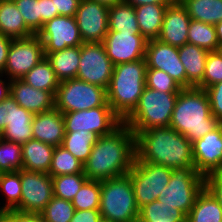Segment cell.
Wrapping results in <instances>:
<instances>
[{"mask_svg": "<svg viewBox=\"0 0 222 222\" xmlns=\"http://www.w3.org/2000/svg\"><path fill=\"white\" fill-rule=\"evenodd\" d=\"M6 222H45L41 214L8 210L1 213Z\"/></svg>", "mask_w": 222, "mask_h": 222, "instance_id": "f6af8a7d", "label": "cell"}, {"mask_svg": "<svg viewBox=\"0 0 222 222\" xmlns=\"http://www.w3.org/2000/svg\"><path fill=\"white\" fill-rule=\"evenodd\" d=\"M108 28L109 31L122 33H141L137 23L135 8L125 1L110 6Z\"/></svg>", "mask_w": 222, "mask_h": 222, "instance_id": "f1b7e54d", "label": "cell"}, {"mask_svg": "<svg viewBox=\"0 0 222 222\" xmlns=\"http://www.w3.org/2000/svg\"><path fill=\"white\" fill-rule=\"evenodd\" d=\"M145 58L114 66L107 101L113 112L124 121L138 105L146 84Z\"/></svg>", "mask_w": 222, "mask_h": 222, "instance_id": "277c9868", "label": "cell"}, {"mask_svg": "<svg viewBox=\"0 0 222 222\" xmlns=\"http://www.w3.org/2000/svg\"><path fill=\"white\" fill-rule=\"evenodd\" d=\"M100 215L112 222H137V206L130 176L101 181Z\"/></svg>", "mask_w": 222, "mask_h": 222, "instance_id": "8992f818", "label": "cell"}, {"mask_svg": "<svg viewBox=\"0 0 222 222\" xmlns=\"http://www.w3.org/2000/svg\"><path fill=\"white\" fill-rule=\"evenodd\" d=\"M21 79L36 89L50 91L54 96L60 84V81L57 79L56 74L46 57Z\"/></svg>", "mask_w": 222, "mask_h": 222, "instance_id": "1f68e13d", "label": "cell"}, {"mask_svg": "<svg viewBox=\"0 0 222 222\" xmlns=\"http://www.w3.org/2000/svg\"><path fill=\"white\" fill-rule=\"evenodd\" d=\"M89 1L97 2V3H100V4L110 7V6H114L115 4L122 2L124 0H89Z\"/></svg>", "mask_w": 222, "mask_h": 222, "instance_id": "11a10c76", "label": "cell"}, {"mask_svg": "<svg viewBox=\"0 0 222 222\" xmlns=\"http://www.w3.org/2000/svg\"><path fill=\"white\" fill-rule=\"evenodd\" d=\"M87 180L88 178L84 173L52 177L53 195L67 201H72Z\"/></svg>", "mask_w": 222, "mask_h": 222, "instance_id": "8d00e7d4", "label": "cell"}, {"mask_svg": "<svg viewBox=\"0 0 222 222\" xmlns=\"http://www.w3.org/2000/svg\"><path fill=\"white\" fill-rule=\"evenodd\" d=\"M0 33L12 39L27 38L35 34L26 25L13 0H0Z\"/></svg>", "mask_w": 222, "mask_h": 222, "instance_id": "cb8c5ba5", "label": "cell"}, {"mask_svg": "<svg viewBox=\"0 0 222 222\" xmlns=\"http://www.w3.org/2000/svg\"><path fill=\"white\" fill-rule=\"evenodd\" d=\"M65 132L88 131L99 137L111 134L123 121L111 106H99L88 110L62 113Z\"/></svg>", "mask_w": 222, "mask_h": 222, "instance_id": "8fae6325", "label": "cell"}, {"mask_svg": "<svg viewBox=\"0 0 222 222\" xmlns=\"http://www.w3.org/2000/svg\"><path fill=\"white\" fill-rule=\"evenodd\" d=\"M34 114L20 107L13 98V116L0 137L11 142L23 144L33 139L32 119Z\"/></svg>", "mask_w": 222, "mask_h": 222, "instance_id": "d4e9b609", "label": "cell"}, {"mask_svg": "<svg viewBox=\"0 0 222 222\" xmlns=\"http://www.w3.org/2000/svg\"><path fill=\"white\" fill-rule=\"evenodd\" d=\"M12 38L0 33V74L3 73L7 62L8 51L11 45Z\"/></svg>", "mask_w": 222, "mask_h": 222, "instance_id": "816d5d0a", "label": "cell"}, {"mask_svg": "<svg viewBox=\"0 0 222 222\" xmlns=\"http://www.w3.org/2000/svg\"><path fill=\"white\" fill-rule=\"evenodd\" d=\"M0 222H6L2 217L0 218Z\"/></svg>", "mask_w": 222, "mask_h": 222, "instance_id": "91938a15", "label": "cell"}, {"mask_svg": "<svg viewBox=\"0 0 222 222\" xmlns=\"http://www.w3.org/2000/svg\"><path fill=\"white\" fill-rule=\"evenodd\" d=\"M108 14V6L80 0L75 19L83 43L103 42L109 31Z\"/></svg>", "mask_w": 222, "mask_h": 222, "instance_id": "9a60e30c", "label": "cell"}, {"mask_svg": "<svg viewBox=\"0 0 222 222\" xmlns=\"http://www.w3.org/2000/svg\"><path fill=\"white\" fill-rule=\"evenodd\" d=\"M136 158V136L122 123L111 134L98 137L83 173L88 180H107L127 175Z\"/></svg>", "mask_w": 222, "mask_h": 222, "instance_id": "6da1fadb", "label": "cell"}, {"mask_svg": "<svg viewBox=\"0 0 222 222\" xmlns=\"http://www.w3.org/2000/svg\"><path fill=\"white\" fill-rule=\"evenodd\" d=\"M13 116V97L9 95L0 102V134L4 131L6 125Z\"/></svg>", "mask_w": 222, "mask_h": 222, "instance_id": "c3c4849f", "label": "cell"}, {"mask_svg": "<svg viewBox=\"0 0 222 222\" xmlns=\"http://www.w3.org/2000/svg\"><path fill=\"white\" fill-rule=\"evenodd\" d=\"M220 122L211 114L205 89L182 88L178 93L169 126L184 135L190 142L214 130Z\"/></svg>", "mask_w": 222, "mask_h": 222, "instance_id": "3957f363", "label": "cell"}, {"mask_svg": "<svg viewBox=\"0 0 222 222\" xmlns=\"http://www.w3.org/2000/svg\"><path fill=\"white\" fill-rule=\"evenodd\" d=\"M168 5L170 4H147L134 7L141 35L147 41L158 38Z\"/></svg>", "mask_w": 222, "mask_h": 222, "instance_id": "484cf974", "label": "cell"}, {"mask_svg": "<svg viewBox=\"0 0 222 222\" xmlns=\"http://www.w3.org/2000/svg\"><path fill=\"white\" fill-rule=\"evenodd\" d=\"M44 54L60 82L76 78L80 61V46Z\"/></svg>", "mask_w": 222, "mask_h": 222, "instance_id": "4316f807", "label": "cell"}, {"mask_svg": "<svg viewBox=\"0 0 222 222\" xmlns=\"http://www.w3.org/2000/svg\"><path fill=\"white\" fill-rule=\"evenodd\" d=\"M54 146L31 139L22 144V169L48 173L54 153Z\"/></svg>", "mask_w": 222, "mask_h": 222, "instance_id": "603a6c76", "label": "cell"}, {"mask_svg": "<svg viewBox=\"0 0 222 222\" xmlns=\"http://www.w3.org/2000/svg\"><path fill=\"white\" fill-rule=\"evenodd\" d=\"M147 42L141 33L108 31L102 43L115 66L143 59Z\"/></svg>", "mask_w": 222, "mask_h": 222, "instance_id": "2e32d148", "label": "cell"}, {"mask_svg": "<svg viewBox=\"0 0 222 222\" xmlns=\"http://www.w3.org/2000/svg\"><path fill=\"white\" fill-rule=\"evenodd\" d=\"M101 181L87 180L73 198L75 210H99Z\"/></svg>", "mask_w": 222, "mask_h": 222, "instance_id": "74e56055", "label": "cell"}, {"mask_svg": "<svg viewBox=\"0 0 222 222\" xmlns=\"http://www.w3.org/2000/svg\"><path fill=\"white\" fill-rule=\"evenodd\" d=\"M145 84L146 87L158 90L161 93H179L182 89V87L169 74L153 68L146 69Z\"/></svg>", "mask_w": 222, "mask_h": 222, "instance_id": "60d3db41", "label": "cell"}, {"mask_svg": "<svg viewBox=\"0 0 222 222\" xmlns=\"http://www.w3.org/2000/svg\"><path fill=\"white\" fill-rule=\"evenodd\" d=\"M4 76L0 74V102L9 96L11 91V80L7 77L3 79Z\"/></svg>", "mask_w": 222, "mask_h": 222, "instance_id": "f5cc1de1", "label": "cell"}, {"mask_svg": "<svg viewBox=\"0 0 222 222\" xmlns=\"http://www.w3.org/2000/svg\"><path fill=\"white\" fill-rule=\"evenodd\" d=\"M102 216L99 210H75L69 222H100Z\"/></svg>", "mask_w": 222, "mask_h": 222, "instance_id": "681fc988", "label": "cell"}, {"mask_svg": "<svg viewBox=\"0 0 222 222\" xmlns=\"http://www.w3.org/2000/svg\"><path fill=\"white\" fill-rule=\"evenodd\" d=\"M186 218L181 210L157 199L139 208L137 222H186Z\"/></svg>", "mask_w": 222, "mask_h": 222, "instance_id": "f546056e", "label": "cell"}, {"mask_svg": "<svg viewBox=\"0 0 222 222\" xmlns=\"http://www.w3.org/2000/svg\"><path fill=\"white\" fill-rule=\"evenodd\" d=\"M98 135L95 133H90L86 130L75 131V132H65L63 139V146L68 150L75 158L80 160L83 164L87 161L94 143L98 139Z\"/></svg>", "mask_w": 222, "mask_h": 222, "instance_id": "d6a6232c", "label": "cell"}, {"mask_svg": "<svg viewBox=\"0 0 222 222\" xmlns=\"http://www.w3.org/2000/svg\"><path fill=\"white\" fill-rule=\"evenodd\" d=\"M178 93L159 92L145 87L138 105L123 121L135 136L153 127H169Z\"/></svg>", "mask_w": 222, "mask_h": 222, "instance_id": "5b68a950", "label": "cell"}, {"mask_svg": "<svg viewBox=\"0 0 222 222\" xmlns=\"http://www.w3.org/2000/svg\"><path fill=\"white\" fill-rule=\"evenodd\" d=\"M26 25L37 34L41 30L40 0H13Z\"/></svg>", "mask_w": 222, "mask_h": 222, "instance_id": "b9f144b4", "label": "cell"}, {"mask_svg": "<svg viewBox=\"0 0 222 222\" xmlns=\"http://www.w3.org/2000/svg\"><path fill=\"white\" fill-rule=\"evenodd\" d=\"M147 68L159 69L169 74L182 88H186V71L179 59L178 47L158 39L149 40L146 45Z\"/></svg>", "mask_w": 222, "mask_h": 222, "instance_id": "ac0fdd59", "label": "cell"}, {"mask_svg": "<svg viewBox=\"0 0 222 222\" xmlns=\"http://www.w3.org/2000/svg\"><path fill=\"white\" fill-rule=\"evenodd\" d=\"M133 7L147 4H171L174 0H124Z\"/></svg>", "mask_w": 222, "mask_h": 222, "instance_id": "db71d44e", "label": "cell"}, {"mask_svg": "<svg viewBox=\"0 0 222 222\" xmlns=\"http://www.w3.org/2000/svg\"><path fill=\"white\" fill-rule=\"evenodd\" d=\"M128 175L131 178L137 206L157 200L168 185L172 169L159 164L134 161Z\"/></svg>", "mask_w": 222, "mask_h": 222, "instance_id": "9c48e42d", "label": "cell"}, {"mask_svg": "<svg viewBox=\"0 0 222 222\" xmlns=\"http://www.w3.org/2000/svg\"><path fill=\"white\" fill-rule=\"evenodd\" d=\"M211 107V114L222 123V81L205 89Z\"/></svg>", "mask_w": 222, "mask_h": 222, "instance_id": "ee69618b", "label": "cell"}, {"mask_svg": "<svg viewBox=\"0 0 222 222\" xmlns=\"http://www.w3.org/2000/svg\"><path fill=\"white\" fill-rule=\"evenodd\" d=\"M100 222H112V221L102 219Z\"/></svg>", "mask_w": 222, "mask_h": 222, "instance_id": "680465c9", "label": "cell"}, {"mask_svg": "<svg viewBox=\"0 0 222 222\" xmlns=\"http://www.w3.org/2000/svg\"><path fill=\"white\" fill-rule=\"evenodd\" d=\"M135 161L171 169L194 167L192 142L170 126L142 130L136 135Z\"/></svg>", "mask_w": 222, "mask_h": 222, "instance_id": "7a4b0ae2", "label": "cell"}, {"mask_svg": "<svg viewBox=\"0 0 222 222\" xmlns=\"http://www.w3.org/2000/svg\"><path fill=\"white\" fill-rule=\"evenodd\" d=\"M114 65L102 42L83 43L76 78L108 89Z\"/></svg>", "mask_w": 222, "mask_h": 222, "instance_id": "30bf717a", "label": "cell"}, {"mask_svg": "<svg viewBox=\"0 0 222 222\" xmlns=\"http://www.w3.org/2000/svg\"><path fill=\"white\" fill-rule=\"evenodd\" d=\"M188 43L211 51H216L219 41L215 25L192 20L188 29Z\"/></svg>", "mask_w": 222, "mask_h": 222, "instance_id": "e575fe53", "label": "cell"}, {"mask_svg": "<svg viewBox=\"0 0 222 222\" xmlns=\"http://www.w3.org/2000/svg\"><path fill=\"white\" fill-rule=\"evenodd\" d=\"M0 192L3 193L6 203L0 206V213L8 210H16L21 201V170L15 172L0 173Z\"/></svg>", "mask_w": 222, "mask_h": 222, "instance_id": "836d02e7", "label": "cell"}, {"mask_svg": "<svg viewBox=\"0 0 222 222\" xmlns=\"http://www.w3.org/2000/svg\"><path fill=\"white\" fill-rule=\"evenodd\" d=\"M22 169V145L0 137V173Z\"/></svg>", "mask_w": 222, "mask_h": 222, "instance_id": "f35d334b", "label": "cell"}, {"mask_svg": "<svg viewBox=\"0 0 222 222\" xmlns=\"http://www.w3.org/2000/svg\"><path fill=\"white\" fill-rule=\"evenodd\" d=\"M40 9H41V29L44 24L52 20L54 17L59 16L58 11H54V5L52 0H40Z\"/></svg>", "mask_w": 222, "mask_h": 222, "instance_id": "f907efd6", "label": "cell"}, {"mask_svg": "<svg viewBox=\"0 0 222 222\" xmlns=\"http://www.w3.org/2000/svg\"><path fill=\"white\" fill-rule=\"evenodd\" d=\"M215 28H216V34H217L219 44H221L222 43V21L217 23L215 25Z\"/></svg>", "mask_w": 222, "mask_h": 222, "instance_id": "9f6ffc18", "label": "cell"}, {"mask_svg": "<svg viewBox=\"0 0 222 222\" xmlns=\"http://www.w3.org/2000/svg\"><path fill=\"white\" fill-rule=\"evenodd\" d=\"M191 18L180 0L167 6L158 40L175 47L188 43V29Z\"/></svg>", "mask_w": 222, "mask_h": 222, "instance_id": "d6986e66", "label": "cell"}, {"mask_svg": "<svg viewBox=\"0 0 222 222\" xmlns=\"http://www.w3.org/2000/svg\"><path fill=\"white\" fill-rule=\"evenodd\" d=\"M179 59L186 71V88L196 87L203 79L209 51L186 43L178 47Z\"/></svg>", "mask_w": 222, "mask_h": 222, "instance_id": "7402d4cb", "label": "cell"}, {"mask_svg": "<svg viewBox=\"0 0 222 222\" xmlns=\"http://www.w3.org/2000/svg\"><path fill=\"white\" fill-rule=\"evenodd\" d=\"M33 139L54 147L61 146L65 136L64 117L56 108L34 114L32 119Z\"/></svg>", "mask_w": 222, "mask_h": 222, "instance_id": "44dd1931", "label": "cell"}, {"mask_svg": "<svg viewBox=\"0 0 222 222\" xmlns=\"http://www.w3.org/2000/svg\"><path fill=\"white\" fill-rule=\"evenodd\" d=\"M195 170L206 177L222 171V123L192 142Z\"/></svg>", "mask_w": 222, "mask_h": 222, "instance_id": "e0dca14e", "label": "cell"}, {"mask_svg": "<svg viewBox=\"0 0 222 222\" xmlns=\"http://www.w3.org/2000/svg\"><path fill=\"white\" fill-rule=\"evenodd\" d=\"M205 188L215 197L222 207V171L205 177Z\"/></svg>", "mask_w": 222, "mask_h": 222, "instance_id": "bcb514c9", "label": "cell"}, {"mask_svg": "<svg viewBox=\"0 0 222 222\" xmlns=\"http://www.w3.org/2000/svg\"><path fill=\"white\" fill-rule=\"evenodd\" d=\"M74 212L71 201L53 196L40 214L45 222H69Z\"/></svg>", "mask_w": 222, "mask_h": 222, "instance_id": "ab89813d", "label": "cell"}, {"mask_svg": "<svg viewBox=\"0 0 222 222\" xmlns=\"http://www.w3.org/2000/svg\"><path fill=\"white\" fill-rule=\"evenodd\" d=\"M186 222H222V207L206 188L197 196Z\"/></svg>", "mask_w": 222, "mask_h": 222, "instance_id": "83f0119b", "label": "cell"}, {"mask_svg": "<svg viewBox=\"0 0 222 222\" xmlns=\"http://www.w3.org/2000/svg\"><path fill=\"white\" fill-rule=\"evenodd\" d=\"M54 11H58L60 16L73 17L79 6L80 0H52Z\"/></svg>", "mask_w": 222, "mask_h": 222, "instance_id": "7dc6e473", "label": "cell"}, {"mask_svg": "<svg viewBox=\"0 0 222 222\" xmlns=\"http://www.w3.org/2000/svg\"><path fill=\"white\" fill-rule=\"evenodd\" d=\"M205 188V177L195 167L172 169V175L158 200L181 210L186 216Z\"/></svg>", "mask_w": 222, "mask_h": 222, "instance_id": "ba28073f", "label": "cell"}, {"mask_svg": "<svg viewBox=\"0 0 222 222\" xmlns=\"http://www.w3.org/2000/svg\"><path fill=\"white\" fill-rule=\"evenodd\" d=\"M78 173H83V163L63 146L55 147L48 174L55 177Z\"/></svg>", "mask_w": 222, "mask_h": 222, "instance_id": "d590c367", "label": "cell"}, {"mask_svg": "<svg viewBox=\"0 0 222 222\" xmlns=\"http://www.w3.org/2000/svg\"><path fill=\"white\" fill-rule=\"evenodd\" d=\"M45 58L43 43L37 34L12 39L2 74L8 79H21Z\"/></svg>", "mask_w": 222, "mask_h": 222, "instance_id": "7c38bea8", "label": "cell"}, {"mask_svg": "<svg viewBox=\"0 0 222 222\" xmlns=\"http://www.w3.org/2000/svg\"><path fill=\"white\" fill-rule=\"evenodd\" d=\"M192 20L216 25L222 21V0H180Z\"/></svg>", "mask_w": 222, "mask_h": 222, "instance_id": "4dcf8cb0", "label": "cell"}, {"mask_svg": "<svg viewBox=\"0 0 222 222\" xmlns=\"http://www.w3.org/2000/svg\"><path fill=\"white\" fill-rule=\"evenodd\" d=\"M37 35L43 43L44 53L61 51L83 44L75 16L54 17L44 24Z\"/></svg>", "mask_w": 222, "mask_h": 222, "instance_id": "5bb4252c", "label": "cell"}, {"mask_svg": "<svg viewBox=\"0 0 222 222\" xmlns=\"http://www.w3.org/2000/svg\"><path fill=\"white\" fill-rule=\"evenodd\" d=\"M10 95L20 107L33 114L48 112L55 108V96L50 91L36 89L22 79L11 80Z\"/></svg>", "mask_w": 222, "mask_h": 222, "instance_id": "ffe728a7", "label": "cell"}, {"mask_svg": "<svg viewBox=\"0 0 222 222\" xmlns=\"http://www.w3.org/2000/svg\"><path fill=\"white\" fill-rule=\"evenodd\" d=\"M21 186L17 211L40 214L54 196L52 177L48 173L21 169Z\"/></svg>", "mask_w": 222, "mask_h": 222, "instance_id": "4fadbf2b", "label": "cell"}, {"mask_svg": "<svg viewBox=\"0 0 222 222\" xmlns=\"http://www.w3.org/2000/svg\"><path fill=\"white\" fill-rule=\"evenodd\" d=\"M222 81V57L217 51L208 53L202 81L196 86L206 89Z\"/></svg>", "mask_w": 222, "mask_h": 222, "instance_id": "7bdbcfd3", "label": "cell"}, {"mask_svg": "<svg viewBox=\"0 0 222 222\" xmlns=\"http://www.w3.org/2000/svg\"><path fill=\"white\" fill-rule=\"evenodd\" d=\"M54 98L55 108L62 113L110 106L107 89L77 78L60 82Z\"/></svg>", "mask_w": 222, "mask_h": 222, "instance_id": "52a82bcc", "label": "cell"}, {"mask_svg": "<svg viewBox=\"0 0 222 222\" xmlns=\"http://www.w3.org/2000/svg\"><path fill=\"white\" fill-rule=\"evenodd\" d=\"M216 51H217V52L220 54V56L222 57V43L218 45V48H217Z\"/></svg>", "mask_w": 222, "mask_h": 222, "instance_id": "6f0895ef", "label": "cell"}]
</instances>
